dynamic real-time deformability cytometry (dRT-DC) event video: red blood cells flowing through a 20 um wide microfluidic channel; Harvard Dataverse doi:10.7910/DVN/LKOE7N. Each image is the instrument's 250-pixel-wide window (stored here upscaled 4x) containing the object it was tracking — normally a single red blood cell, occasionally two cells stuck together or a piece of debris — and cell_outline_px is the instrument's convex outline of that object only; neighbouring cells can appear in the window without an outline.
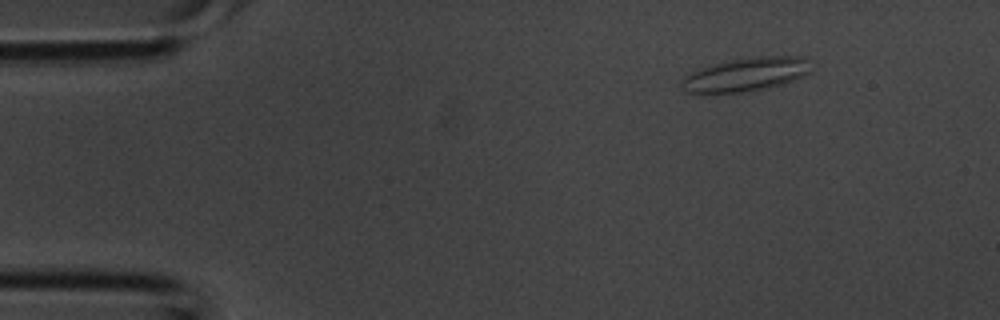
{"species": "common noctule bat (a hibernating species)", "species_latin": "Nyctalus noctula", "temperature_condition": "room temperature", "stored_images_in_passage": 36, "camera_frame_rate_fps": 3000, "um_per_image_px": 0.085, "animal": {"sex": "male", "body_mass_g": 20.1, "forearm_length_mm": 53.5}, "frame": {"image": 1, "passage_image": 3, "time_ms": 0.667, "image_size_px": [1000, 320], "cell_outline_px": [[812, 72], [804, 76], [768, 88], [752, 92], [684, 92], [680, 84], [680, 80], [684, 76], [700, 68], [716, 64], [736, 60], [764, 56], [804, 56]], "centroid_in_image_um": [63.41, 6.34], "position_along_channel_um": 21.6, "area_um2": 24.97}}
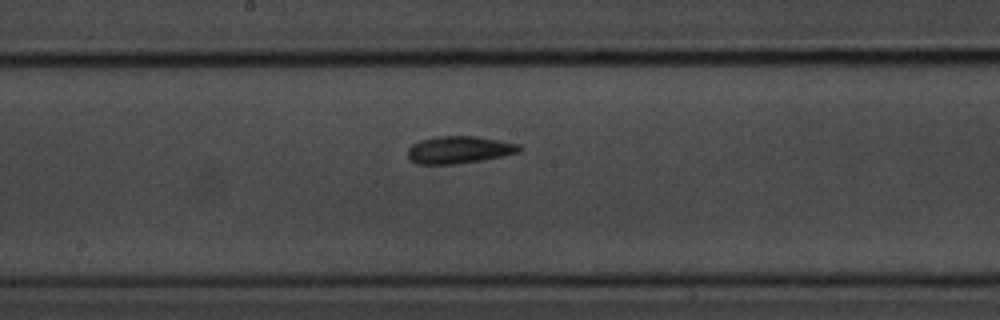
{"frame": {"image": 2, "passage_image": 18, "time_ms": 5.667, "image_size_px": [1000, 320], "cell_outline_px": [[524, 148], [520, 152], [504, 156], [484, 160], [456, 164], [416, 164], [408, 160], [408, 148], [412, 144], [420, 140], [436, 136], [476, 136], [520, 144]], "centroid_in_image_um": [39.04, 12.74], "position_along_channel_um": 209.2, "area_um2": 18.09}}
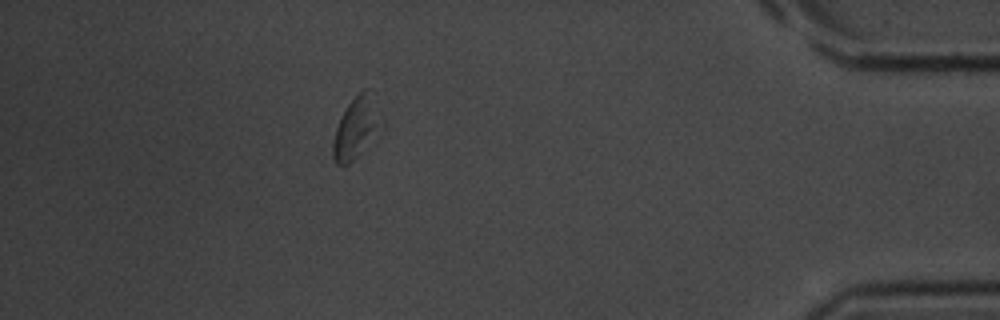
{"frame": {"image": 3, "passage_image": 32, "time_ms": 10.333, "image_size_px": [1000, 320], "cell_outline_px": [[372, 128], [352, 160], [348, 164], [336, 164], [332, 156], [332, 140], [336, 128], [348, 104], [364, 88], [368, 88], [372, 124]], "centroid_in_image_um": [29.95, 10.95], "position_along_channel_um": 405.2, "area_um2": 13.7}}